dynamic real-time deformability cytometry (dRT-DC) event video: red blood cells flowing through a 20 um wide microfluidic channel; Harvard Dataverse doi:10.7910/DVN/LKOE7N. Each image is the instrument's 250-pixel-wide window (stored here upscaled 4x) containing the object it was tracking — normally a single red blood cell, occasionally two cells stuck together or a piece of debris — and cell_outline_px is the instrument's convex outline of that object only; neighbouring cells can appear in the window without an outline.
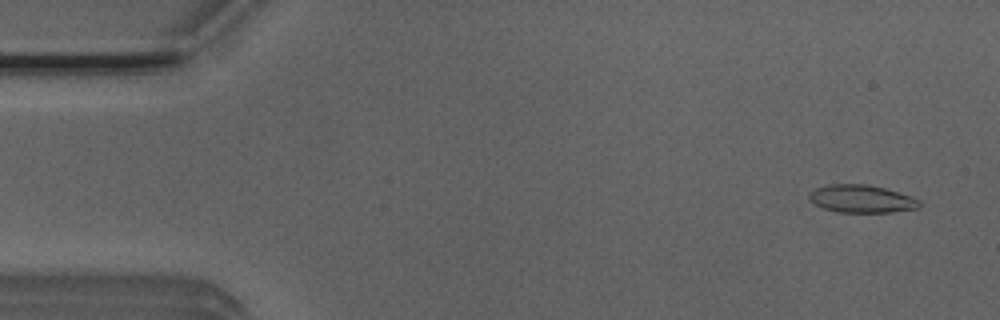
{"species": "Egyptian fruit bat (a non-hibernating species)", "species_latin": "Rousettus aegyptiacus", "temperature_condition": "room temperature", "stored_images_in_passage": 52, "camera_frame_rate_fps": 3000, "um_per_image_px": 0.085, "animal": {"sex": "male"}, "frame": {"image": 1, "passage_image": 3, "time_ms": 0.667, "image_size_px": [1000, 320], "cell_outline_px": [[920, 208], [892, 212], [836, 212], [824, 208], [816, 204], [808, 196], [816, 188], [828, 184], [868, 184], [884, 188], [920, 200]], "centroid_in_image_um": [73.24, 16.9], "position_along_channel_um": 11.8, "area_um2": 17.57}}
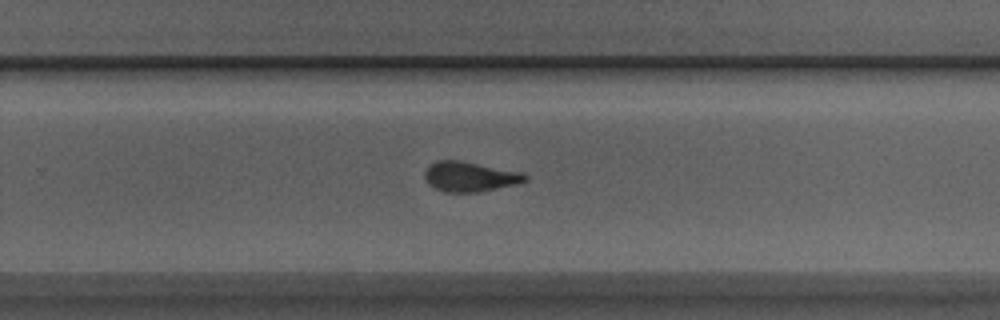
{"frame": {"image": 2, "passage_image": 33, "time_ms": 10.667, "image_size_px": [1000, 320], "cell_outline_px": [[528, 180], [516, 184], [480, 192], [444, 192], [428, 184], [424, 180], [424, 172], [436, 160], [460, 160], [520, 172], [528, 176]], "centroid_in_image_um": [39.92, 15.02], "position_along_channel_um": 289.9, "area_um2": 17.46}}
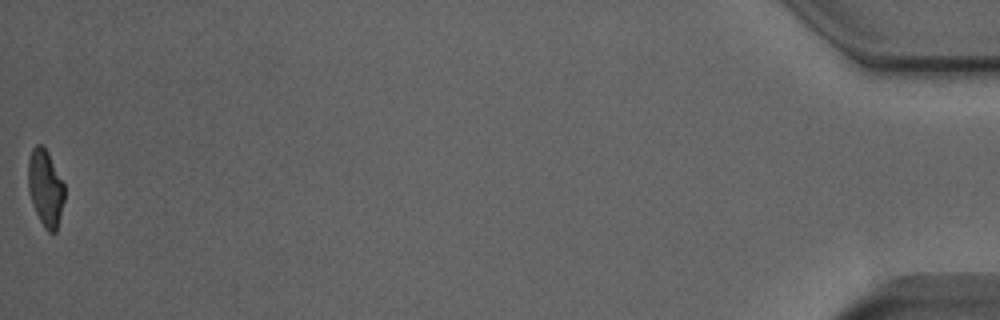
{"frame": {"image": 3, "passage_image": 52, "time_ms": 17.0, "image_size_px": [1000, 320], "cell_outline_px": [[64, 200], [56, 232], [48, 232], [44, 228], [32, 204], [28, 188], [28, 160], [32, 148], [36, 144], [40, 144], [48, 152], [64, 184]], "centroid_in_image_um": [3.85, 15.98], "position_along_channel_um": 431.3, "area_um2": 16.13}, "authors_computed_cell_mechanics": {"area_um2": 17.8024, "velocity_mm_per_s": 3.9204, "shape_relaxation_time_tau1_ms": 3.9306, "shape_relaxation_time_tau2_ms": 1.4131, "deformation_change_tau1": 0.1599, "deformation_change_tau2": 0.0852}}